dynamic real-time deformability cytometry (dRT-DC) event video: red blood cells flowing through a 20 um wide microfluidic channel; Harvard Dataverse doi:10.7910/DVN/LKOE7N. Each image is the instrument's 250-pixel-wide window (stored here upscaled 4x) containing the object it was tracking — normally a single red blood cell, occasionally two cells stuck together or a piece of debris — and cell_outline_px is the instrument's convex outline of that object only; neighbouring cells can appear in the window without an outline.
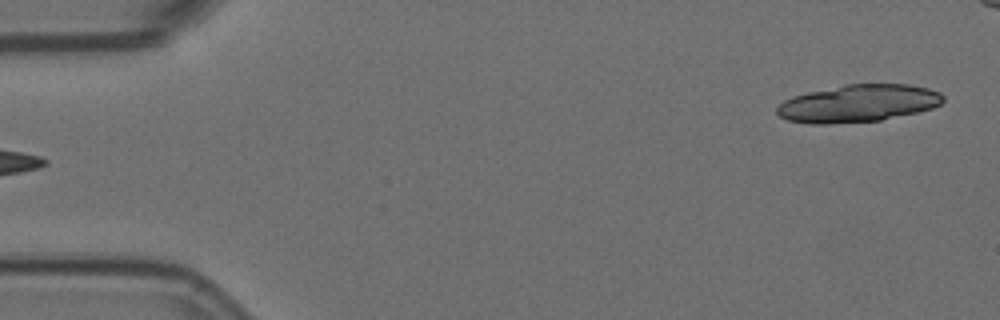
{"species": "Egyptian fruit bat (a non-hibernating species)", "species_latin": "Rousettus aegyptiacus", "temperature_condition": "room temperature", "stored_images_in_passage": 6, "segment_of_instrument_passage": [2, 2], "camera_frame_rate_fps": 3000, "um_per_image_px": 0.085, "animal": {"sex": "female"}, "frame": {"image": 1, "passage_image": 6, "time_ms": 1.667, "image_size_px": [1000, 320], "cell_outline_px": [[944, 100], [940, 104], [932, 108], [916, 112], [880, 120], [828, 124], [812, 124], [788, 120], [780, 116], [776, 112], [776, 108], [784, 100], [792, 96], [808, 92], [844, 84], [908, 84], [928, 88], [940, 92], [944, 96]], "centroid_in_image_um": [72.94, 8.78], "position_along_channel_um": 12.1, "area_um2": 36.18}}